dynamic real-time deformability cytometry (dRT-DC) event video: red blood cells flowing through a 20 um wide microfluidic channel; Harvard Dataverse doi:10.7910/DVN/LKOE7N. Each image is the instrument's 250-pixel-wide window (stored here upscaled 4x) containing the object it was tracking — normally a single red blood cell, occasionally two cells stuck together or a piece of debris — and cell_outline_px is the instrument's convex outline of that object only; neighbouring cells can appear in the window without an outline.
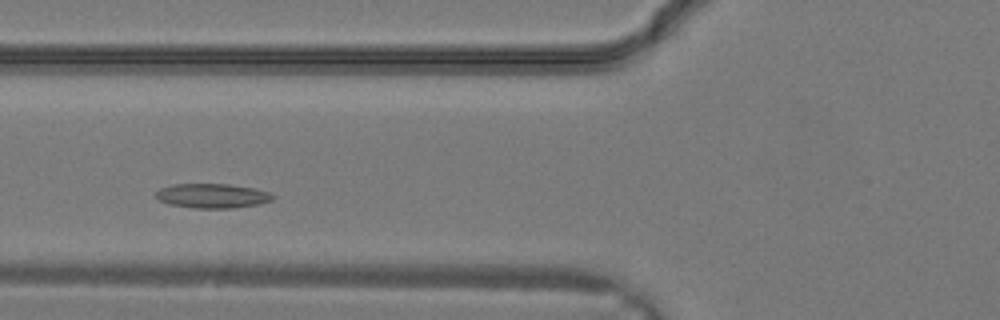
{"species": "common noctule bat (a hibernating species)", "species_latin": "Nyctalus noctula", "temperature_condition": "warm", "stored_images_in_passage": 25, "camera_frame_rate_fps": 3000, "um_per_image_px": 0.085, "animal": {"sex": "male", "body_mass_g": 19.2, "forearm_length_mm": 51.8}, "frame": {"image": 1, "passage_image": 6, "time_ms": 1.667, "image_size_px": [1000, 320], "cell_outline_px": [[276, 196], [272, 200], [260, 204], [236, 208], [196, 208], [168, 204], [160, 200], [156, 196], [156, 192], [160, 188], [172, 184], [228, 184], [252, 188], [268, 192]], "centroid_in_image_um": [18.06, 16.65], "position_along_channel_um": 107.7, "area_um2": 16.65}}
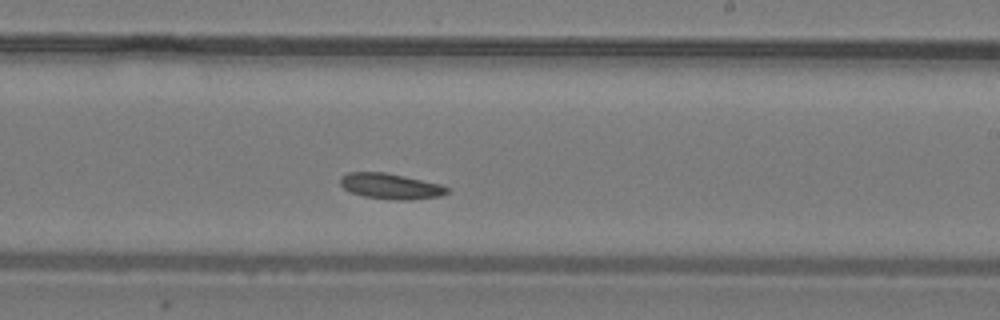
{"frame": {"image": 2, "passage_image": 13, "time_ms": 4.0, "image_size_px": [1000, 320], "cell_outline_px": [[448, 192], [440, 196], [404, 200], [396, 200], [364, 196], [352, 192], [344, 188], [340, 184], [340, 176], [348, 172], [384, 172], [404, 176], [440, 184], [448, 188]], "centroid_in_image_um": [33.17, 15.82], "position_along_channel_um": 255.8, "area_um2": 15.72}}
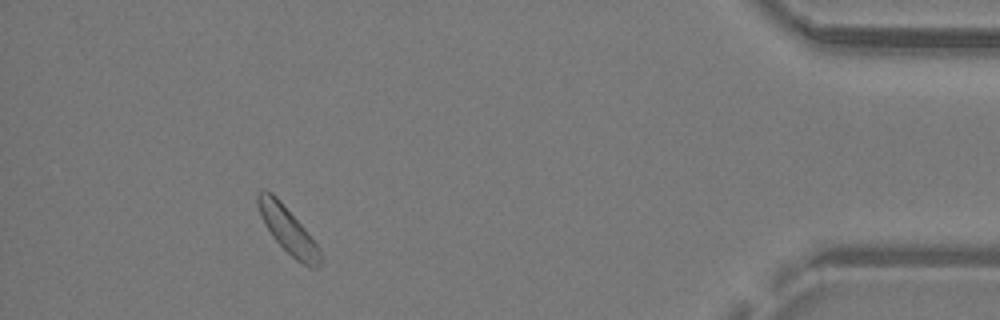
{"frame": {"image": 3, "passage_image": 23, "time_ms": 7.333, "image_size_px": [1000, 320], "cell_outline_px": [[320, 264], [316, 268], [312, 268], [296, 260], [272, 236], [264, 224], [260, 216], [256, 200], [256, 192], [260, 188], [264, 188], [272, 192], [280, 200], [304, 228], [316, 244], [320, 252]], "centroid_in_image_um": [24.4, 19.47], "position_along_channel_um": 410.8, "area_um2": 16.65}}